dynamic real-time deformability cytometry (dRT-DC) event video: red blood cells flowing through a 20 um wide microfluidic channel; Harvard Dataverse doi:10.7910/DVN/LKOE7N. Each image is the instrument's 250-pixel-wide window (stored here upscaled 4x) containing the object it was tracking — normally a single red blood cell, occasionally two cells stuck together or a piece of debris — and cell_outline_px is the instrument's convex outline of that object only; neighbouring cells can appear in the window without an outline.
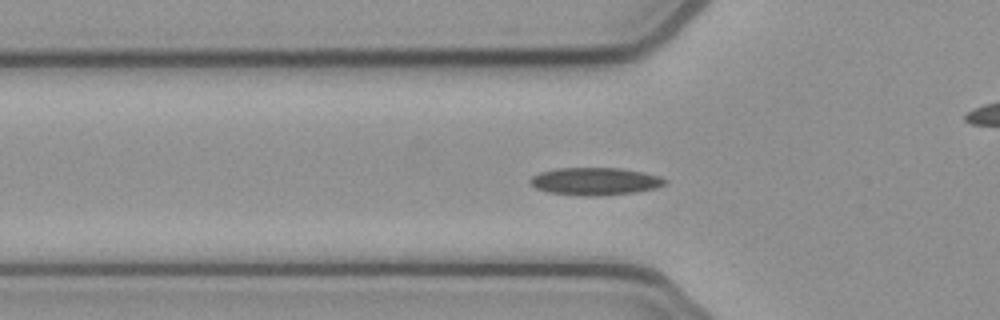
{"species": "common noctule bat (a hibernating species)", "species_latin": "Nyctalus noctula", "temperature_condition": "cold", "stored_images_in_passage": 51, "camera_frame_rate_fps": 3000, "um_per_image_px": 0.085, "animal": {"sex": "female", "body_mass_g": 21.9}, "frame": {"image": 1, "passage_image": 15, "time_ms": 4.667, "image_size_px": [1000, 320], "cell_outline_px": [[668, 180], [664, 184], [656, 188], [636, 192], [596, 196], [584, 196], [548, 192], [536, 188], [528, 184], [528, 180], [532, 176], [540, 172], [556, 168], [620, 168], [644, 172], [660, 176]], "centroid_in_image_um": [50.56, 15.41], "position_along_channel_um": 75.2, "area_um2": 21.79}}
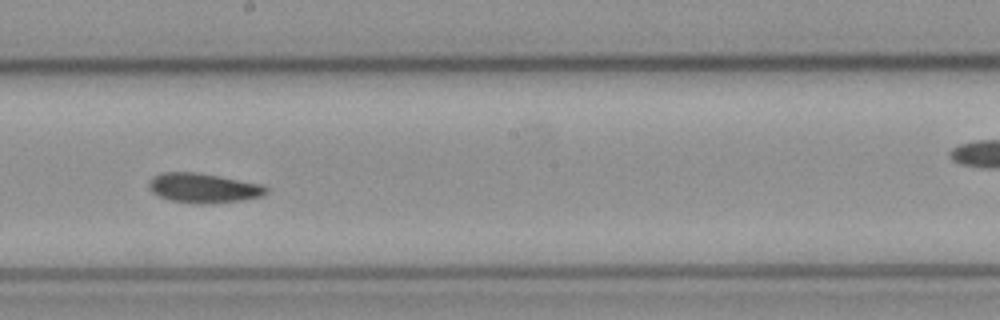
{"frame": {"image": 2, "passage_image": 27, "time_ms": 8.667, "image_size_px": [1000, 320], "cell_outline_px": [[268, 192], [264, 196], [240, 200], [204, 204], [196, 204], [168, 200], [152, 192], [148, 188], [148, 180], [152, 176], [160, 172], [196, 172], [264, 184], [268, 188]], "centroid_in_image_um": [17.27, 15.97], "position_along_channel_um": 230.9, "area_um2": 20.52}}
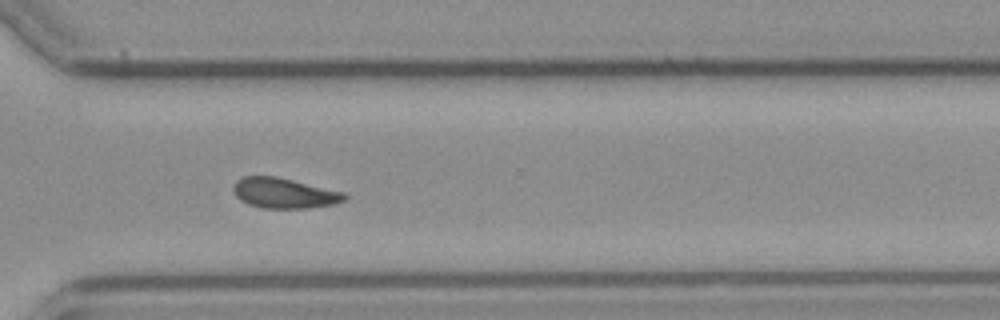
{"frame": {"image": 3, "passage_image": 36, "time_ms": 11.667, "image_size_px": [1000, 320], "cell_outline_px": [[348, 196], [344, 200], [336, 204], [308, 208], [264, 208], [248, 204], [240, 200], [236, 196], [232, 188], [236, 180], [244, 176], [276, 176], [344, 192]], "centroid_in_image_um": [24.15, 16.41], "position_along_channel_um": 346.5, "area_um2": 19.65}, "authors_computed_cell_mechanics": {"area_um2": 19.9988, "velocity_mm_per_s": 3.8658, "shape_relaxation_time_tau1_ms": 10.1722, "shape_relaxation_time_tau2_ms": 5.8467, "deformation_change_tau1": 0.1455, "deformation_change_tau2": 0.1122}}